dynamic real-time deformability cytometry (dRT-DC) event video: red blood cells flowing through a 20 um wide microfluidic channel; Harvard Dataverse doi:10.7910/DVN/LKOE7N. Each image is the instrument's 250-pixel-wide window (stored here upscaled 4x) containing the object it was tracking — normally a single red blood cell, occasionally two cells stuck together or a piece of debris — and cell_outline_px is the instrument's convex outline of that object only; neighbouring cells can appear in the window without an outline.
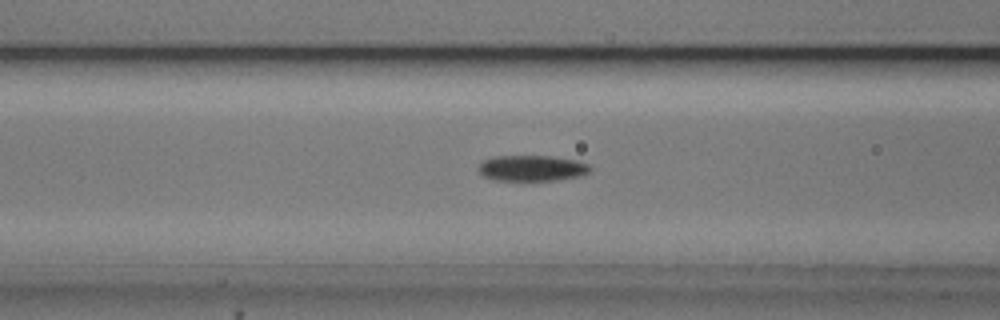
{"species": "common noctule bat (a hibernating species)", "species_latin": "Nyctalus noctula", "temperature_condition": "cold", "stored_images_in_passage": 47, "camera_frame_rate_fps": 3000, "um_per_image_px": 0.085, "animal": {"sex": "male", "body_mass_g": 20.5, "forearm_length_mm": 52.5}, "frame": {"image": 1, "passage_image": 21, "time_ms": 6.667, "image_size_px": [1000, 320], "cell_outline_px": [[592, 168], [588, 172], [580, 176], [556, 180], [492, 180], [484, 176], [476, 168], [484, 160], [496, 156], [552, 156], [576, 160], [588, 164]], "centroid_in_image_um": [45.21, 14.29], "position_along_channel_um": 121.4, "area_um2": 16.76}}
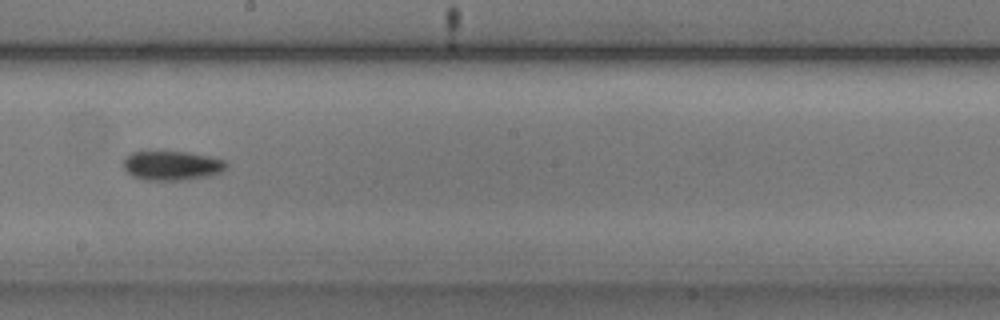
{"frame": {"image": 2, "passage_image": 30, "time_ms": 9.667, "image_size_px": [1000, 320], "cell_outline_px": [[228, 168], [220, 172], [208, 176], [180, 180], [144, 180], [132, 176], [120, 164], [132, 152], [188, 152], [208, 156], [224, 160], [228, 164]], "centroid_in_image_um": [14.61, 14.08], "position_along_channel_um": 233.6, "area_um2": 17.51}}
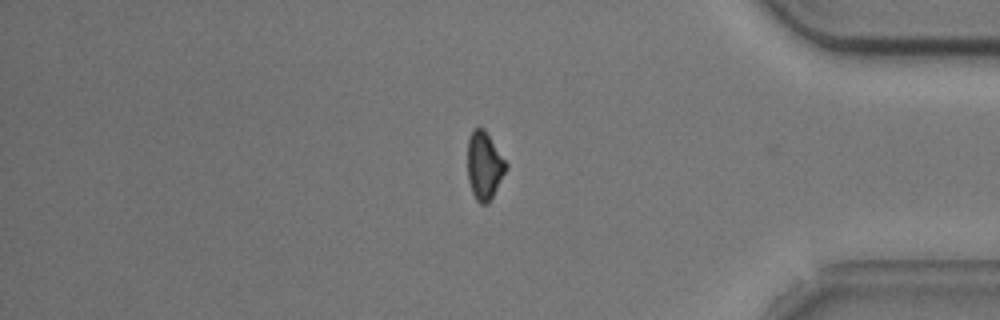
{"frame": {"image": 3, "passage_image": 45, "time_ms": 14.667, "image_size_px": [1000, 320], "cell_outline_px": [[508, 168], [488, 204], [480, 204], [476, 200], [472, 192], [468, 180], [468, 140], [472, 128], [484, 128], [508, 164]], "centroid_in_image_um": [41.17, 14.08], "position_along_channel_um": 394.0, "area_um2": 15.26}, "authors_computed_cell_mechanics": {"area_um2": 16.5308, "velocity_mm_per_s": 3.7356, "shape_relaxation_time_tau1_ms": 3.0612, "shape_relaxation_time_tau2_ms": null, "deformation_change_tau1": 0.092, "deformation_change_tau2": null}}